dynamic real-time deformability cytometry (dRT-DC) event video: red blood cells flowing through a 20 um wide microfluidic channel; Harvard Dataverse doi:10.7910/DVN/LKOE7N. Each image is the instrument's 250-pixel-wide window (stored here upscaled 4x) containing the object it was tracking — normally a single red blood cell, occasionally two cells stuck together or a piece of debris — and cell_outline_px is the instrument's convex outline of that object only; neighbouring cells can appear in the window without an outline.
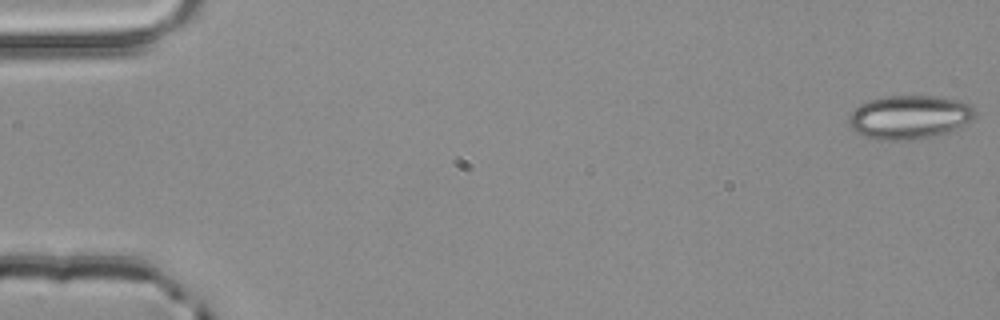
{"species": "common noctule bat (a hibernating species)", "species_latin": "Nyctalus noctula", "temperature_condition": "room temperature", "stored_images_in_passage": 3, "camera_frame_rate_fps": 3000, "um_per_image_px": 0.085, "animal": {"sex": "male", "body_mass_g": 20.4}, "frame": {"image": 1, "passage_image": 1, "time_ms": 0.0, "image_size_px": [1000, 320], "cell_outline_px": [[976, 112], [964, 124], [944, 132], [932, 136], [908, 140], [872, 140], [856, 132], [848, 124], [848, 116], [860, 104], [868, 100], [888, 96], [936, 96], [960, 100], [972, 104]], "centroid_in_image_um": [77.24, 9.94], "position_along_channel_um": 7.8, "area_um2": 31.96}}